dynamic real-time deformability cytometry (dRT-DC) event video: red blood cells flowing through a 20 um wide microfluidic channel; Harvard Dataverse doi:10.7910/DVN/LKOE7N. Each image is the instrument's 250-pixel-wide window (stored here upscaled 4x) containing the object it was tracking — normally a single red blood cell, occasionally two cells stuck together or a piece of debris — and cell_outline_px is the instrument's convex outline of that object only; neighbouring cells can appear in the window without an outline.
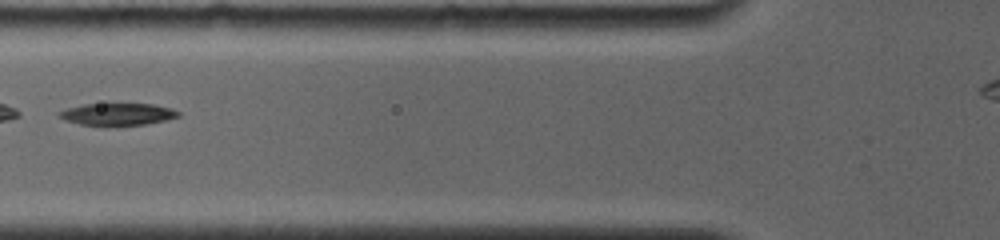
{"species": "common noctule bat (a hibernating species)", "species_latin": "Nyctalus noctula", "temperature_condition": "room temperature", "stored_images_in_passage": 3, "camera_frame_rate_fps": 4000, "um_per_image_px": 0.085, "animal": {"sex": "female", "body_mass_g": 19.0, "forearm_length_mm": 56.7}, "frame": {"image": 1, "passage_image": 2, "time_ms": 1.25, "image_size_px": [1000, 240], "cell_outline_px": [[180, 116], [164, 120], [144, 124], [80, 124], [68, 120], [60, 116], [60, 112], [68, 108], [84, 104], [152, 104], [172, 108], [180, 112]], "centroid_in_image_um": [10.07, 9.68], "position_along_channel_um": 115.7, "area_um2": 14.62}}
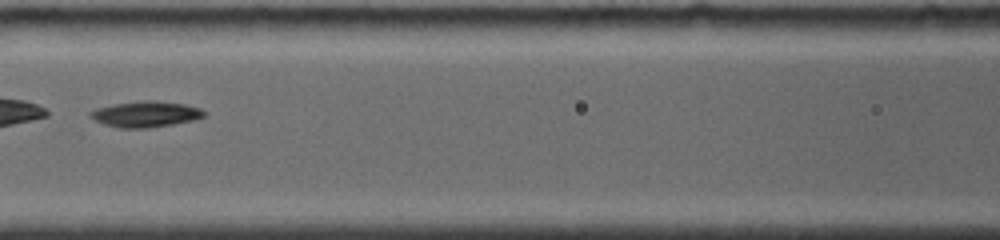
{"frame": {"image": 2, "passage_image": 3, "time_ms": 2.25, "image_size_px": [1000, 240], "cell_outline_px": [[204, 116], [192, 120], [172, 124], [148, 128], [120, 128], [104, 124], [88, 116], [88, 112], [96, 108], [112, 104], [144, 100], [152, 100], [184, 104], [200, 108], [204, 112]], "centroid_in_image_um": [12.32, 9.7], "position_along_channel_um": 154.3, "area_um2": 17.05}}